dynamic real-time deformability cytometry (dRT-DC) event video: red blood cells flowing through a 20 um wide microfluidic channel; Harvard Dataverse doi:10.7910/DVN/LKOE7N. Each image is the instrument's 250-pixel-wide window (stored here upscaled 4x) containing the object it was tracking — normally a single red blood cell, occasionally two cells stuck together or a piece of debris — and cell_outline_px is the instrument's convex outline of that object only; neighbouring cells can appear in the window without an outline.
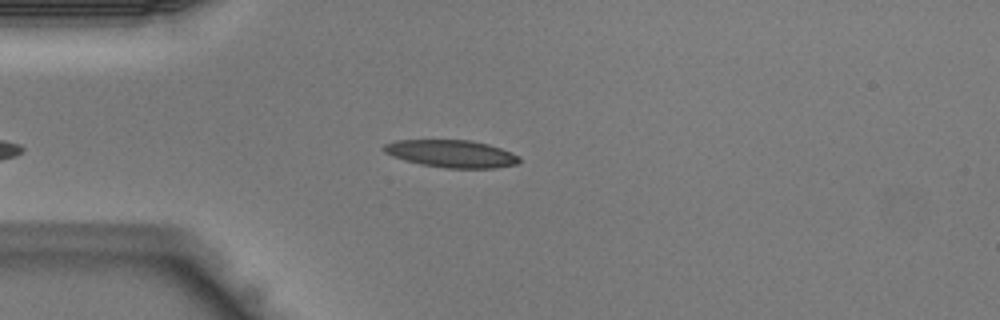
{"species": "Egyptian fruit bat (a non-hibernating species)", "species_latin": "Rousettus aegyptiacus", "temperature_condition": "warm", "stored_images_in_passage": 33, "camera_frame_rate_fps": 3000, "um_per_image_px": 0.085, "animal": {"sex": "male"}, "frame": {"image": 1, "passage_image": 4, "time_ms": 1.0, "image_size_px": [1000, 320], "cell_outline_px": [[520, 160], [516, 164], [496, 168], [448, 168], [420, 164], [404, 160], [392, 156], [384, 152], [380, 148], [384, 144], [396, 140], [472, 140], [488, 144], [512, 152], [520, 156]], "centroid_in_image_um": [38.35, 13.06], "position_along_channel_um": 46.6, "area_um2": 21.79}}
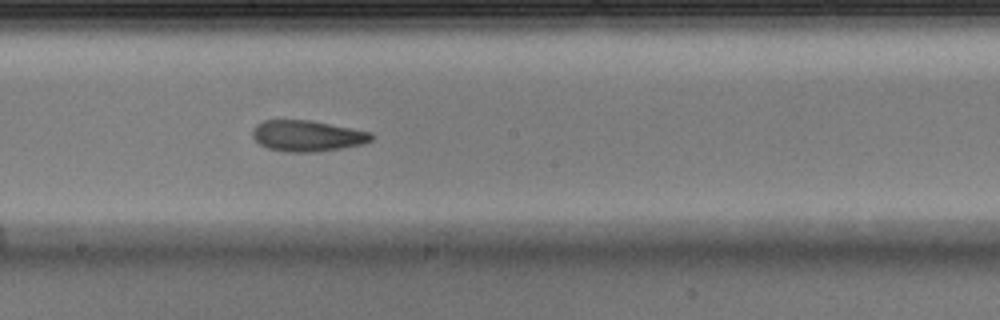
{"frame": {"image": 2, "passage_image": 16, "time_ms": 5.0, "image_size_px": [1000, 320], "cell_outline_px": [[372, 140], [364, 144], [316, 152], [288, 152], [268, 148], [260, 144], [252, 136], [252, 128], [256, 124], [264, 120], [308, 120], [372, 132]], "centroid_in_image_um": [26.1, 11.55], "position_along_channel_um": 222.1, "area_um2": 21.39}}
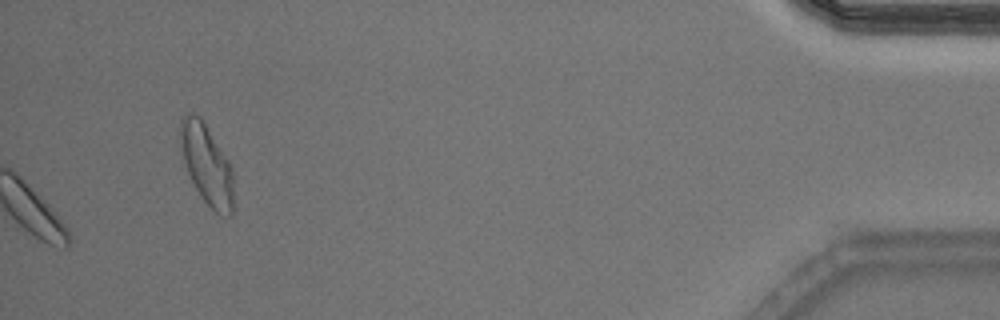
{"frame": {"image": 3, "passage_image": 33, "time_ms": 10.667, "image_size_px": [1000, 320], "cell_outline_px": [[232, 212], [228, 216], [220, 216], [204, 200], [196, 188], [184, 164], [180, 140], [180, 120], [188, 112], [192, 112], [200, 116], [228, 160], [232, 168]], "centroid_in_image_um": [17.56, 13.95], "position_along_channel_um": 417.6, "area_um2": 24.39}}